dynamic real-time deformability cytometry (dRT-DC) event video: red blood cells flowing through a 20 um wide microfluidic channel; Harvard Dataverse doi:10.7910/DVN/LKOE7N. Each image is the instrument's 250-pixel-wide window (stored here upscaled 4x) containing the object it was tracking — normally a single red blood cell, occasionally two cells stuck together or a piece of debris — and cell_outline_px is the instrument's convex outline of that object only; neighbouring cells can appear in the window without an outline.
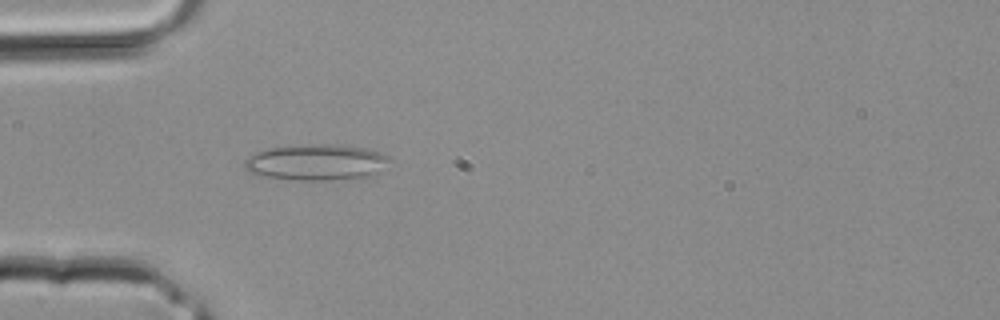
{"species": "common noctule bat (a hibernating species)", "species_latin": "Nyctalus noctula", "temperature_condition": "room temperature", "stored_images_in_passage": 3, "camera_frame_rate_fps": 3000, "um_per_image_px": 0.085, "animal": {"sex": "male", "body_mass_g": 20.4}, "frame": {"image": 1, "passage_image": 3, "time_ms": 0.667, "image_size_px": [1000, 320], "cell_outline_px": [[388, 160], [376, 172], [360, 180], [296, 180], [260, 176], [248, 172], [244, 168], [244, 160], [248, 156], [256, 152], [268, 148], [300, 144], [336, 144], [368, 148], [380, 152], [388, 156]], "centroid_in_image_um": [26.84, 13.8], "position_along_channel_um": 58.2, "area_um2": 30.92}}